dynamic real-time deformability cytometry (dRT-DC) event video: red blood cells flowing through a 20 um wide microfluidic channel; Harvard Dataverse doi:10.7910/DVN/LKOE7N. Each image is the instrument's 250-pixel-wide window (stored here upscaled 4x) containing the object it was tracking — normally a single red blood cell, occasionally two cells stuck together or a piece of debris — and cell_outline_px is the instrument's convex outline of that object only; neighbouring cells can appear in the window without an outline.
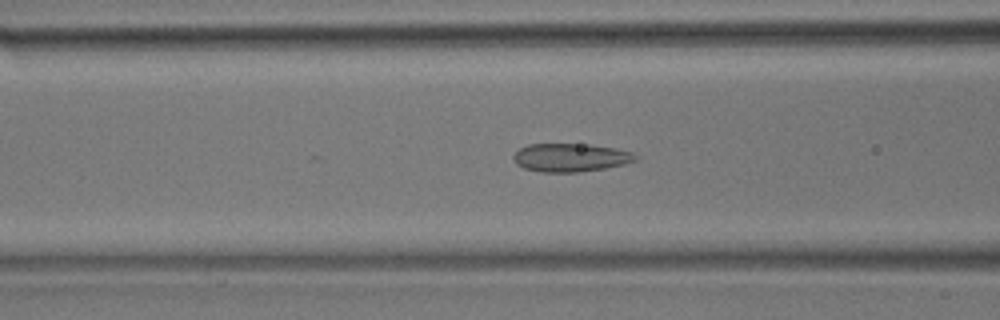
{"species": "common noctule bat (a hibernating species)", "species_latin": "Nyctalus noctula", "temperature_condition": "room temperature", "stored_images_in_passage": 47, "camera_frame_rate_fps": 3000, "um_per_image_px": 0.085, "animal": {"sex": "male", "body_mass_g": 17.9}, "frame": {"image": 1, "passage_image": 18, "time_ms": 5.667, "image_size_px": [1000, 320], "cell_outline_px": [[640, 160], [624, 164], [604, 168], [580, 172], [540, 172], [524, 168], [516, 164], [512, 160], [512, 156], [520, 148], [528, 144], [592, 144], [616, 148], [632, 152], [640, 156]], "centroid_in_image_um": [48.53, 13.39], "position_along_channel_um": 118.1, "area_um2": 20.46}}
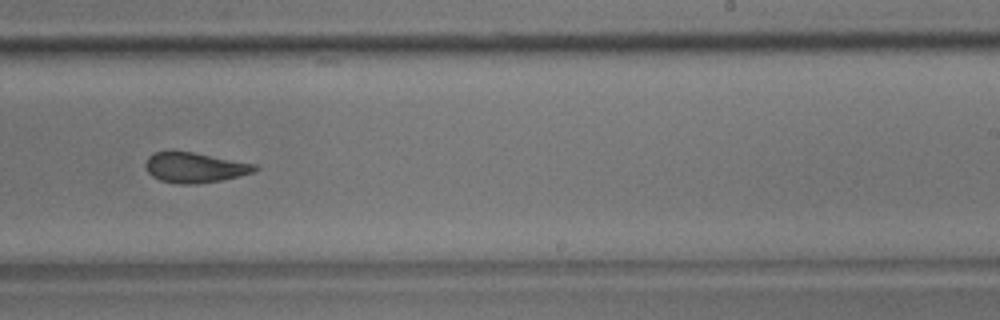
{"frame": {"image": 2, "passage_image": 29, "time_ms": 9.333, "image_size_px": [1000, 320], "cell_outline_px": [[260, 168], [256, 172], [220, 180], [196, 184], [180, 184], [160, 180], [152, 176], [148, 172], [144, 164], [148, 156], [152, 152], [196, 152], [256, 164]], "centroid_in_image_um": [16.58, 14.24], "position_along_channel_um": 272.4, "area_um2": 19.31}}
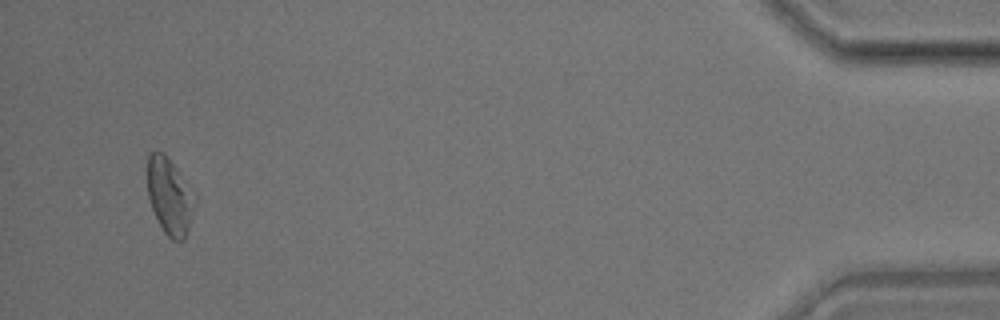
{"frame": {"image": 3, "passage_image": 45, "time_ms": 14.667, "image_size_px": [1000, 320], "cell_outline_px": [[188, 228], [184, 240], [172, 240], [164, 232], [152, 208], [148, 196], [148, 156], [152, 152], [164, 152], [176, 168], [188, 196]], "centroid_in_image_um": [14.26, 16.67], "position_along_channel_um": 420.9, "area_um2": 18.84}}